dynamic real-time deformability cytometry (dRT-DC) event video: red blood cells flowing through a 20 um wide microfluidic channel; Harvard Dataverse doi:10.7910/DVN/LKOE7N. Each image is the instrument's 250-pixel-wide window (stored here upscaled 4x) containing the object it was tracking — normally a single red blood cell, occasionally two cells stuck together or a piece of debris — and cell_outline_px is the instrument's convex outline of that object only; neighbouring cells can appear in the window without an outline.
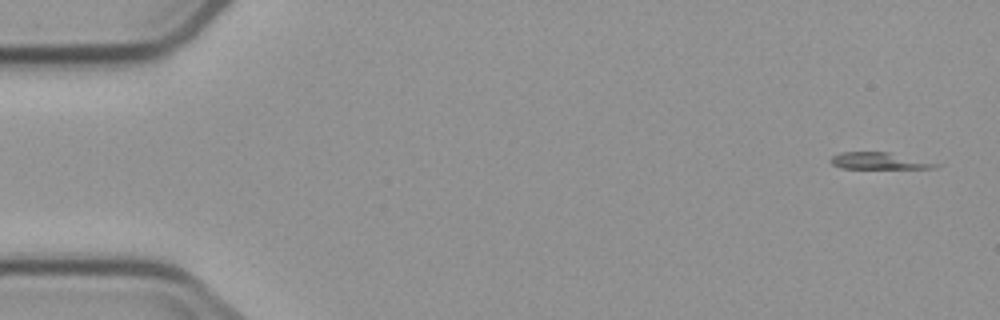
{"species": "common noctule bat (a hibernating species)", "species_latin": "Nyctalus noctula", "temperature_condition": "cold", "stored_images_in_passage": 5, "camera_frame_rate_fps": 3000, "um_per_image_px": 0.085, "animal": {"sex": "male", "body_mass_g": 23.1, "forearm_length_mm": 52.7}, "frame": {"image": 1, "passage_image": 1, "time_ms": 0.0, "image_size_px": [1000, 320], "cell_outline_px": [[944, 164], [936, 168], [840, 168], [832, 164], [828, 160], [832, 156], [840, 152], [888, 152]], "centroid_in_image_um": [74.73, 13.67], "position_along_channel_um": 10.3, "area_um2": 10.29}}
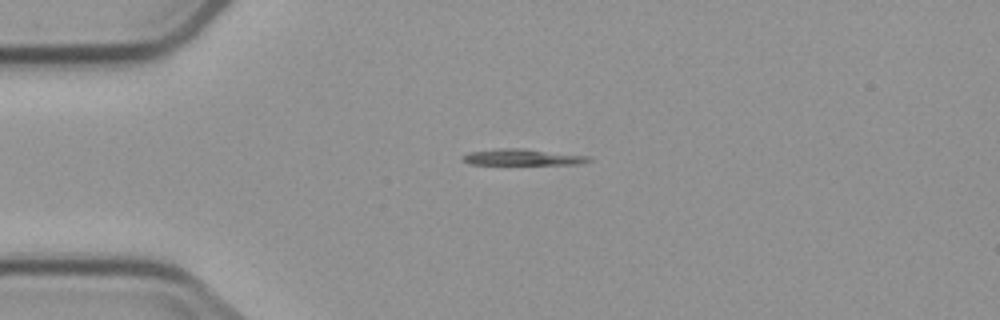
{"frame": {"image": 2, "passage_image": 4, "time_ms": 3.667, "image_size_px": [1000, 320], "cell_outline_px": [[592, 160], [580, 164], [468, 164], [460, 160], [460, 156], [468, 152], [496, 148], [524, 148], [588, 156]], "centroid_in_image_um": [44.32, 13.35], "position_along_channel_um": 40.7, "area_um2": 12.08}}